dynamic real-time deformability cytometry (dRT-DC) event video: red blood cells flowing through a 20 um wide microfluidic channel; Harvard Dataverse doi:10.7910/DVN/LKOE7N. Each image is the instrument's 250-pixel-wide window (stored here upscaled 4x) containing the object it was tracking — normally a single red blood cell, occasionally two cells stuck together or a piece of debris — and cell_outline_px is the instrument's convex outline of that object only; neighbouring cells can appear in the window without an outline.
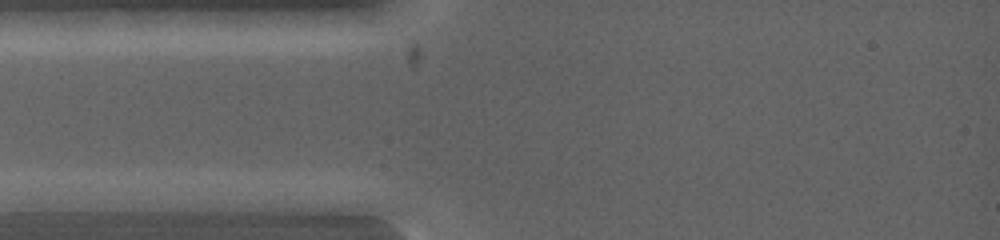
{"species": "common noctule bat (a hibernating species)", "species_latin": "Nyctalus noctula", "temperature_condition": "warm", "stored_images_in_passage": 2, "camera_frame_rate_fps": 5000, "um_per_image_px": 0.085, "animal": {"sex": "female", "body_mass_g": 19.0, "forearm_length_mm": 53.3}, "frame": {"image": 1, "passage_image": 1, "time_ms": 0.0, "image_size_px": [1000, 240], "cell_outline_px": [[120, 200], [112, 212], [16, 212], [12, 200], [40, 192], [64, 192]], "centroid_in_image_um": [5.41, 17.27], "position_along_channel_um": 79.6, "area_um2": 12.66}}